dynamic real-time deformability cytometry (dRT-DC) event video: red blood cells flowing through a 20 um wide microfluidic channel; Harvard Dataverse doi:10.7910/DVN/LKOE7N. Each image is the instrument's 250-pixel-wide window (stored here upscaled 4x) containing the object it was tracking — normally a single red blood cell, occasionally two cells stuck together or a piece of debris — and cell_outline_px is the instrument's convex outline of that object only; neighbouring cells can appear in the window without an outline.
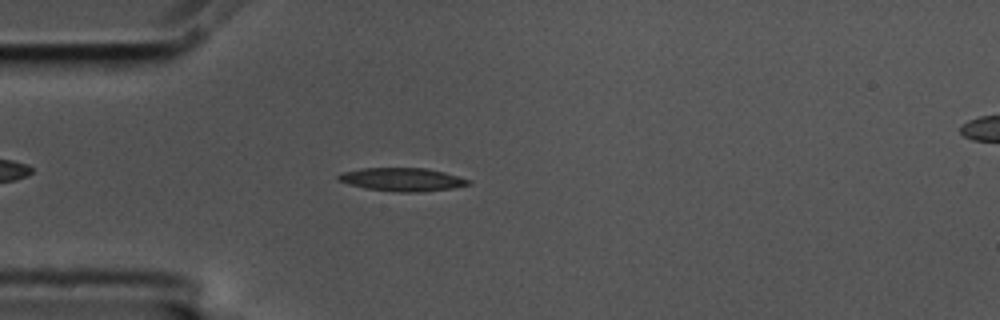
{"species": "common noctule bat (a hibernating species)", "species_latin": "Nyctalus noctula", "temperature_condition": "cold", "stored_images_in_passage": 33, "camera_frame_rate_fps": 3000, "um_per_image_px": 0.085, "animal": {"sex": "male", "body_mass_g": 17.5, "forearm_length_mm": 52.3}, "frame": {"image": 1, "passage_image": 8, "time_ms": 2.333, "image_size_px": [1000, 320], "cell_outline_px": [[472, 184], [452, 188], [420, 192], [400, 192], [364, 188], [348, 184], [336, 180], [336, 176], [340, 172], [360, 168], [428, 168], [444, 172], [472, 180]], "centroid_in_image_um": [34.16, 15.25], "position_along_channel_um": 50.8, "area_um2": 17.86}}
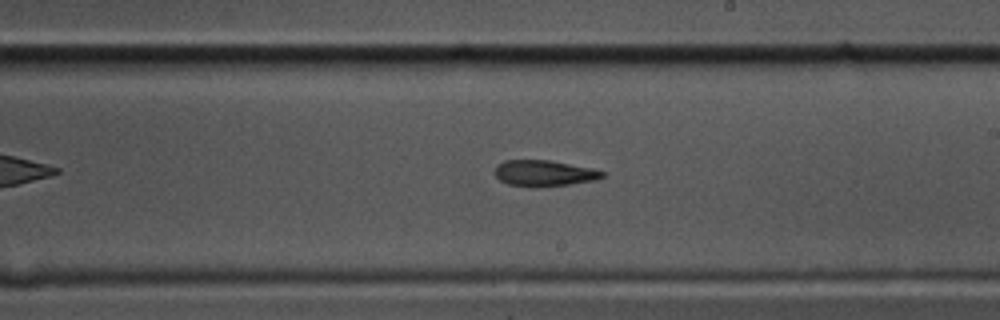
{"frame": {"image": 2, "passage_image": 25, "time_ms": 8.0, "image_size_px": [1000, 320], "cell_outline_px": [[604, 176], [596, 180], [568, 184], [532, 188], [508, 184], [500, 180], [492, 172], [496, 164], [504, 160], [552, 160], [592, 168], [604, 172]], "centroid_in_image_um": [46.19, 14.72], "position_along_channel_um": 242.8, "area_um2": 16.59}}
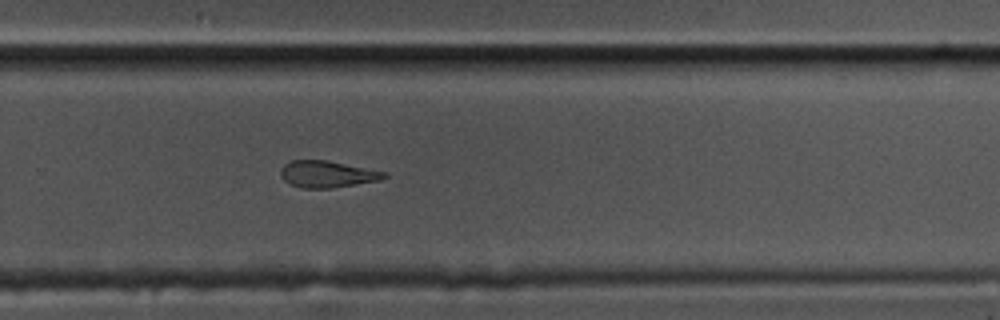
{"frame": {"image": 3, "passage_image": 30, "time_ms": 9.667, "image_size_px": [1000, 320], "cell_outline_px": [[388, 176], [380, 180], [332, 188], [300, 188], [288, 184], [280, 176], [280, 168], [284, 164], [292, 160], [328, 160], [388, 172]], "centroid_in_image_um": [27.8, 14.8], "position_along_channel_um": 302.0, "area_um2": 16.36}}